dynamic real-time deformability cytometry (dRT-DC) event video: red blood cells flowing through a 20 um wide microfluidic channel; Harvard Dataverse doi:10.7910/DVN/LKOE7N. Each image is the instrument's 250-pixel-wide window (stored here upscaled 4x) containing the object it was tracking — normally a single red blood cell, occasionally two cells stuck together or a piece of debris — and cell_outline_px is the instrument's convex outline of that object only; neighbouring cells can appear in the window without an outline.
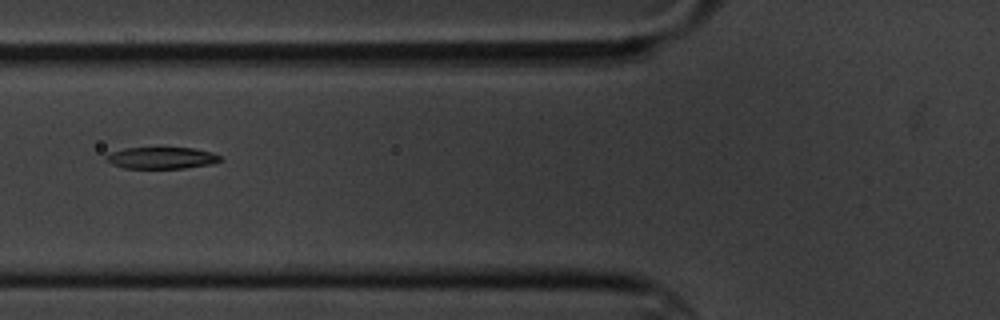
{"species": "common noctule bat (a hibernating species)", "species_latin": "Nyctalus noctula", "temperature_condition": "cold", "stored_images_in_passage": 12, "camera_frame_rate_fps": 3000, "um_per_image_px": 0.085, "animal": {"sex": "male", "body_mass_g": 20.1, "forearm_length_mm": 53.5}, "frame": {"image": 1, "passage_image": 3, "time_ms": 2.333, "image_size_px": [1000, 320], "cell_outline_px": [[224, 160], [212, 164], [184, 168], [124, 168], [112, 164], [104, 160], [104, 156], [108, 152], [124, 148], [192, 148], [212, 152], [220, 156]], "centroid_in_image_um": [13.7, 13.42], "position_along_channel_um": 112.1, "area_um2": 14.57}}
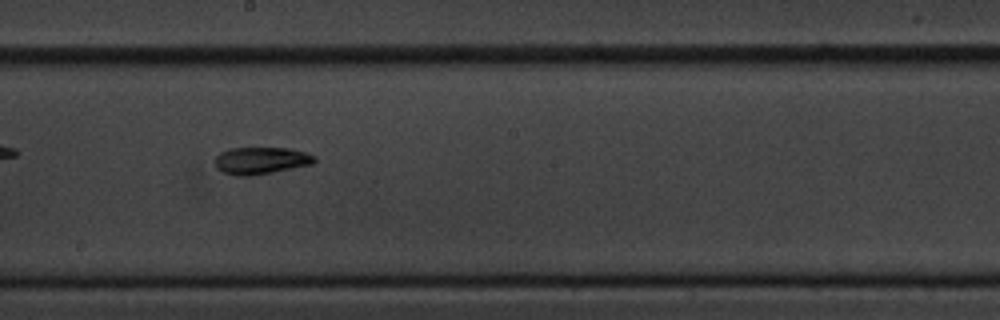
{"frame": {"image": 2, "passage_image": 6, "time_ms": 5.667, "image_size_px": [1000, 320], "cell_outline_px": [[316, 160], [312, 164], [252, 176], [236, 176], [224, 172], [216, 168], [216, 156], [220, 152], [228, 148], [292, 148], [316, 156]], "centroid_in_image_um": [22.18, 13.64], "position_along_channel_um": 226.0, "area_um2": 15.72}}
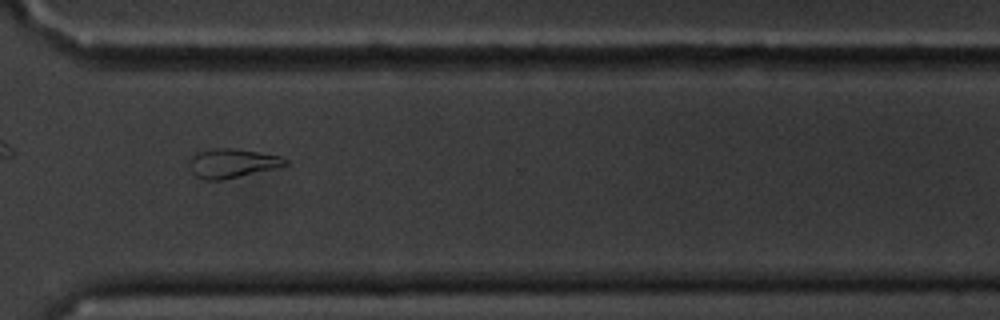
{"frame": {"image": 3, "passage_image": 9, "time_ms": 9.333, "image_size_px": [1000, 320], "cell_outline_px": [[288, 164], [272, 168], [220, 180], [204, 180], [196, 176], [192, 172], [188, 164], [192, 156], [196, 152], [212, 148], [232, 148], [280, 156], [288, 160]], "centroid_in_image_um": [19.66, 13.86], "position_along_channel_um": 350.9, "area_um2": 15.9}, "authors_computed_cell_mechanics": {"area_um2": 15.8083, "velocity_mm_per_s": 3.4113, "shape_relaxation_time_tau1_ms": 2.2249, "shape_relaxation_time_tau2_ms": 7.5476, "deformation_change_tau1": 0.1351, "deformation_change_tau2": 0.1896}}